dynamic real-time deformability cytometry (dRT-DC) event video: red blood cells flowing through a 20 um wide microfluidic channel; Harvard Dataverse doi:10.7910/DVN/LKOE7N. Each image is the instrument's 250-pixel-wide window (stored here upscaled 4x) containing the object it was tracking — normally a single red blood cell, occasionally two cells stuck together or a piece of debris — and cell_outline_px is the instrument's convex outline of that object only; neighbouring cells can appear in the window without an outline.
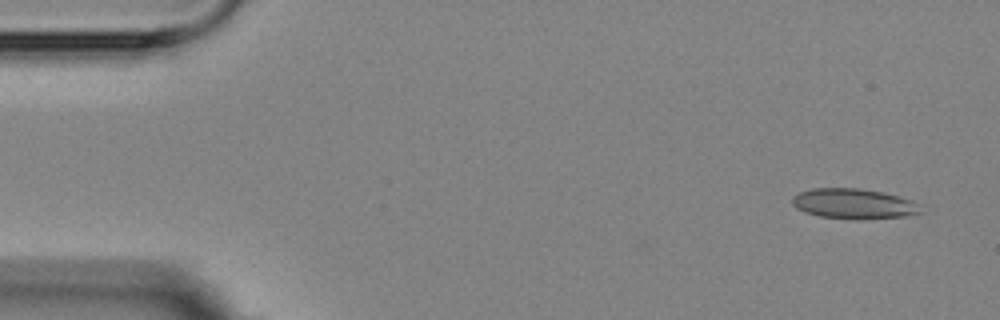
{"species": "Egyptian fruit bat (a non-hibernating species)", "species_latin": "Rousettus aegyptiacus", "temperature_condition": "room temperature", "stored_images_in_passage": 16, "camera_frame_rate_fps": 3000, "um_per_image_px": 0.085, "animal": {"sex": "female"}, "frame": {"image": 1, "passage_image": 1, "time_ms": 0.0, "image_size_px": [1000, 320], "cell_outline_px": [[924, 212], [904, 216], [860, 220], [856, 220], [820, 216], [804, 212], [796, 208], [792, 204], [792, 196], [800, 192], [812, 188], [860, 188], [884, 192], [912, 200]], "centroid_in_image_um": [72.55, 17.32], "position_along_channel_um": 12.5, "area_um2": 22.77}}
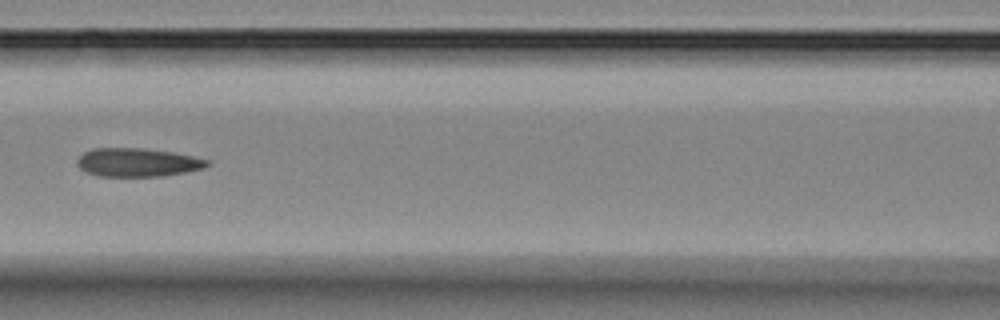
{"frame": {"image": 2, "passage_image": 7, "time_ms": 7.0, "image_size_px": [1000, 320], "cell_outline_px": [[212, 164], [204, 168], [164, 176], [96, 176], [80, 168], [76, 164], [76, 160], [84, 152], [92, 148], [144, 148], [172, 152], [192, 156], [208, 160]], "centroid_in_image_um": [11.68, 13.8], "position_along_channel_um": 154.9, "area_um2": 21.62}}
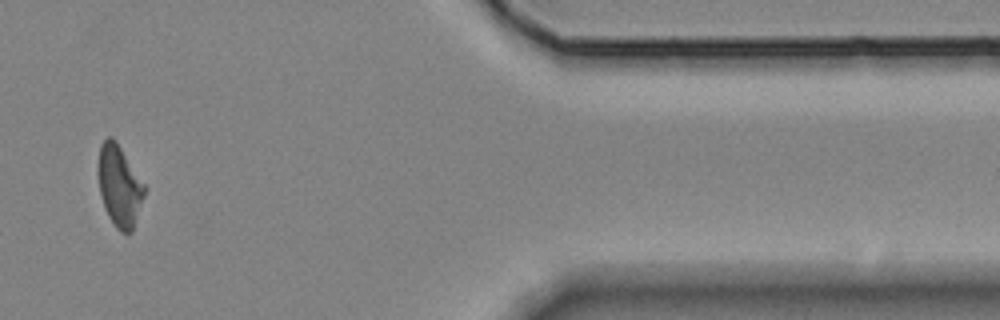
{"frame": {"image": 3, "passage_image": 14, "time_ms": 15.0, "image_size_px": [1000, 320], "cell_outline_px": [[144, 196], [132, 232], [120, 232], [116, 228], [108, 216], [104, 208], [100, 196], [96, 172], [100, 144], [108, 136], [112, 136], [116, 140], [144, 184]], "centroid_in_image_um": [10.1, 15.78], "position_along_channel_um": 401.3, "area_um2": 22.08}, "authors_computed_cell_mechanics": {"area_um2": 22.2241, "velocity_mm_per_s": 3.5905, "shape_relaxation_time_tau1_ms": null, "shape_relaxation_time_tau2_ms": 2.853, "deformation_change_tau1": null, "deformation_change_tau2": 0.0902}}